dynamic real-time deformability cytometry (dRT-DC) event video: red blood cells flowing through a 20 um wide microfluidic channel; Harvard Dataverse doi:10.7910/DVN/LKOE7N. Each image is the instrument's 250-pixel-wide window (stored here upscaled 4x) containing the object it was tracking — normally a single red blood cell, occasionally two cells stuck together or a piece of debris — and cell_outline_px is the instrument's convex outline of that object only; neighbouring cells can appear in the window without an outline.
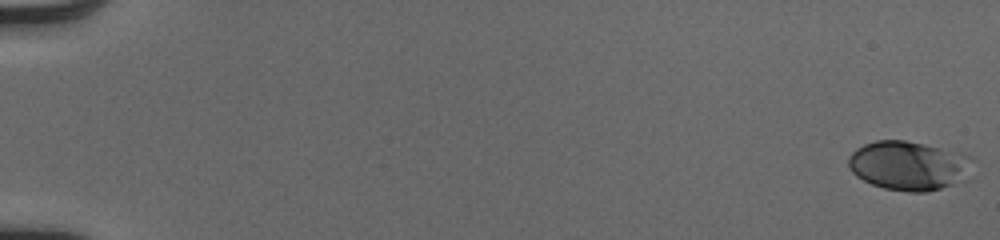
{"species": "human", "species_latin": "Homo sapiens", "temperature_condition": "cold", "stored_images_in_passage": 53, "camera_frame_rate_fps": 3000, "um_per_image_px": 0.085, "donor": {"sex": "male"}, "frame": {"image": 1, "passage_image": 1, "time_ms": 0.0, "image_size_px": [1000, 240], "cell_outline_px": [[972, 156], [968, 180], [928, 192], [908, 192], [884, 188], [872, 184], [856, 176], [848, 168], [848, 156], [856, 148], [864, 144], [876, 140], [904, 140], [924, 144], [960, 152]], "centroid_in_image_um": [77.25, 14.08], "position_along_channel_um": 7.7, "area_um2": 35.95}}
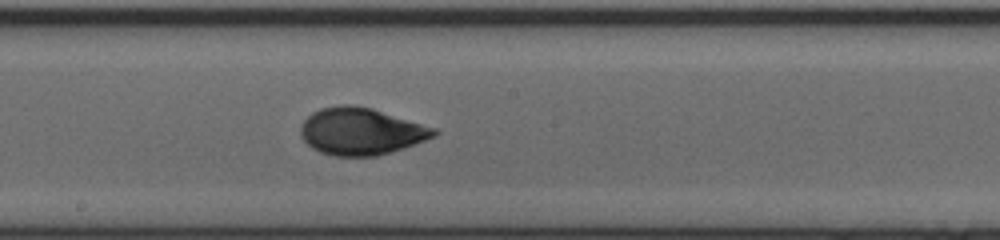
{"frame": {"image": 2, "passage_image": 31, "time_ms": 10.0, "image_size_px": [1000, 240], "cell_outline_px": [[440, 132], [436, 136], [404, 148], [376, 156], [336, 156], [320, 152], [312, 148], [300, 136], [300, 128], [304, 120], [312, 112], [320, 108], [344, 104], [352, 104], [372, 108], [436, 128]], "centroid_in_image_um": [30.69, 11.16], "position_along_channel_um": 217.5, "area_um2": 36.65}}
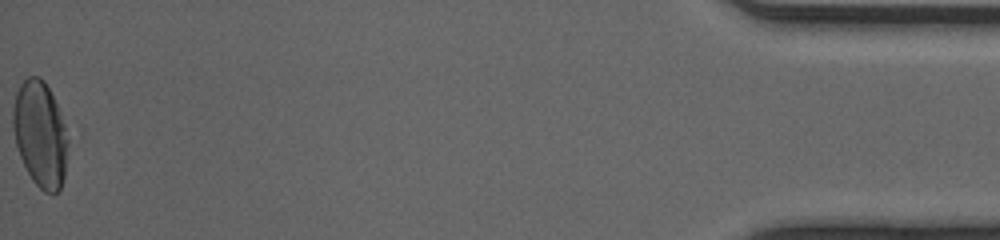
{"frame": {"image": 3, "passage_image": 53, "time_ms": 17.333, "image_size_px": [1000, 240], "cell_outline_px": [[68, 144], [64, 176], [60, 188], [52, 196], [44, 192], [32, 180], [20, 156], [16, 144], [12, 128], [12, 112], [16, 92], [20, 84], [28, 76], [40, 76], [44, 80], [56, 104], [64, 124], [68, 140]], "centroid_in_image_um": [3.4, 11.41], "position_along_channel_um": 431.8, "area_um2": 33.81}, "authors_computed_cell_mechanics": {"area_um2": 34.4488, "velocity_mm_per_s": 4.1021, "shape_relaxation_time_tau1_ms": 5.0064, "shape_relaxation_time_tau2_ms": 0.8508, "deformation_change_tau1": 0.1899, "deformation_change_tau2": 0.0522}}